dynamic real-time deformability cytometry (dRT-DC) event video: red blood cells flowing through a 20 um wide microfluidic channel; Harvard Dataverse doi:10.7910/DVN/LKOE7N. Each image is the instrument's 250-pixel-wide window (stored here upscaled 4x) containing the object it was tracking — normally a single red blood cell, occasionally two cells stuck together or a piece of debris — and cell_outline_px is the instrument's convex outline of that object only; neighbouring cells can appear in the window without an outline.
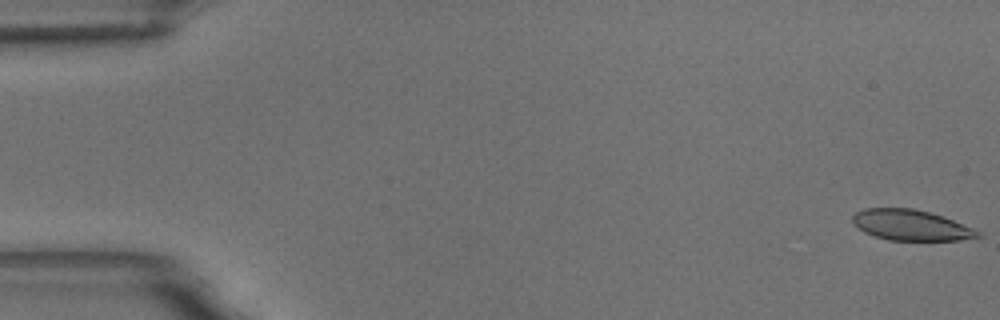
{"species": "common noctule bat (a hibernating species)", "species_latin": "Nyctalus noctula", "temperature_condition": "room temperature", "stored_images_in_passage": 59, "camera_frame_rate_fps": 3000, "um_per_image_px": 0.085, "animal": {"sex": "male", "body_mass_g": 18.8}, "frame": {"image": 1, "passage_image": 1, "time_ms": 0.0, "image_size_px": [1000, 320], "cell_outline_px": [[984, 236], [960, 240], [888, 240], [864, 232], [852, 224], [852, 216], [856, 212], [864, 208], [912, 208], [944, 216], [972, 228], [980, 232]], "centroid_in_image_um": [77.41, 19.13], "position_along_channel_um": 7.6, "area_um2": 22.37}}
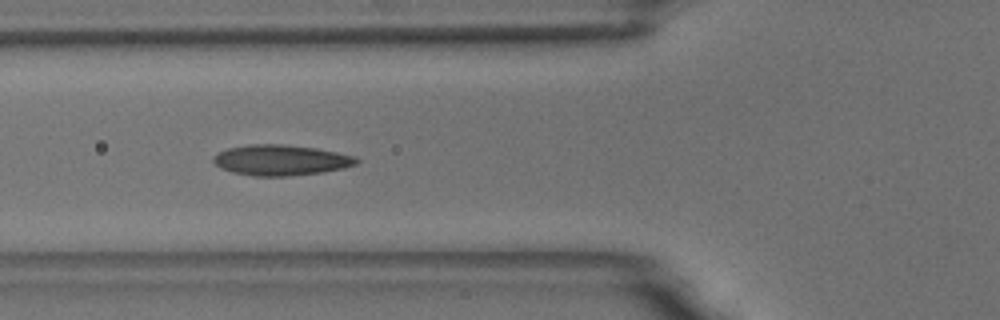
{"frame": {"image": 2, "passage_image": 22, "time_ms": 7.0, "image_size_px": [1000, 320], "cell_outline_px": [[360, 160], [356, 164], [344, 168], [324, 172], [288, 176], [256, 176], [232, 172], [220, 168], [212, 160], [220, 152], [228, 148], [252, 144], [284, 144], [316, 148], [356, 156]], "centroid_in_image_um": [23.91, 13.61], "position_along_channel_um": 101.9, "area_um2": 25.43}}
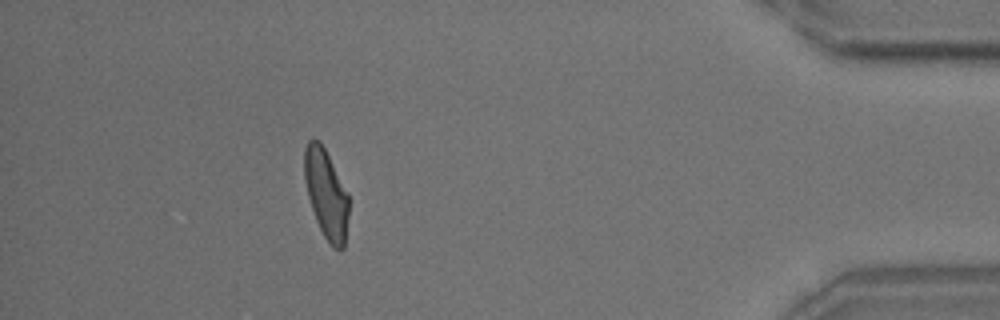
{"frame": {"image": 3, "passage_image": 53, "time_ms": 17.333, "image_size_px": [1000, 320], "cell_outline_px": [[348, 216], [344, 248], [340, 252], [332, 248], [324, 236], [316, 220], [308, 196], [304, 176], [304, 148], [308, 140], [312, 136], [320, 140], [348, 196]], "centroid_in_image_um": [27.7, 16.49], "position_along_channel_um": 407.5, "area_um2": 22.83}, "authors_computed_cell_mechanics": {"area_um2": 23.9292, "velocity_mm_per_s": 3.4519, "shape_relaxation_time_tau1_ms": 6.9622, "shape_relaxation_time_tau2_ms": 1.9421, "deformation_change_tau1": 0.1949, "deformation_change_tau2": 0.0818}}